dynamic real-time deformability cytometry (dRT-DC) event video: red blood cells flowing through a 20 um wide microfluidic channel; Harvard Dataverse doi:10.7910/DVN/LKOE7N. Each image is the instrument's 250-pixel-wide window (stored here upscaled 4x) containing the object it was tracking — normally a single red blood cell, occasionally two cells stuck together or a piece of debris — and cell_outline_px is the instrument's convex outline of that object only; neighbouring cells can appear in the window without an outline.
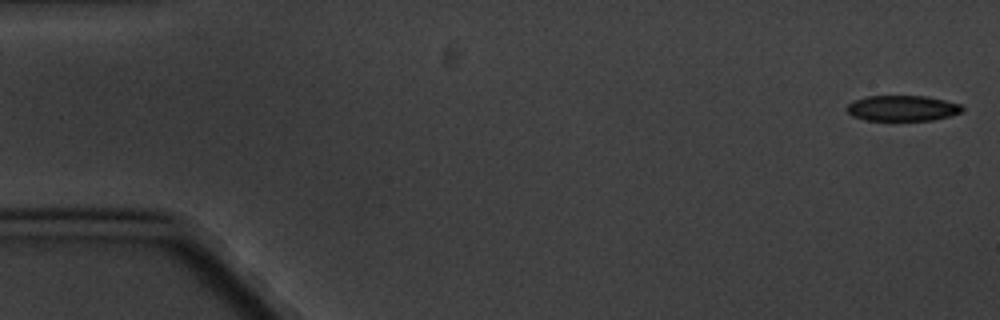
{"species": "common noctule bat (a hibernating species)", "species_latin": "Nyctalus noctula", "temperature_condition": "cold", "stored_images_in_passage": 4, "camera_frame_rate_fps": 3000, "um_per_image_px": 0.085, "animal": {"sex": "male", "body_mass_g": 20.1, "forearm_length_mm": 53.5}, "frame": {"image": 1, "passage_image": 1, "time_ms": 0.0, "image_size_px": [1000, 320], "cell_outline_px": [[964, 108], [960, 112], [948, 116], [932, 120], [864, 120], [852, 116], [844, 108], [852, 100], [868, 96], [924, 96], [944, 100], [960, 104]], "centroid_in_image_um": [76.64, 9.19], "position_along_channel_um": 8.4, "area_um2": 17.17}}